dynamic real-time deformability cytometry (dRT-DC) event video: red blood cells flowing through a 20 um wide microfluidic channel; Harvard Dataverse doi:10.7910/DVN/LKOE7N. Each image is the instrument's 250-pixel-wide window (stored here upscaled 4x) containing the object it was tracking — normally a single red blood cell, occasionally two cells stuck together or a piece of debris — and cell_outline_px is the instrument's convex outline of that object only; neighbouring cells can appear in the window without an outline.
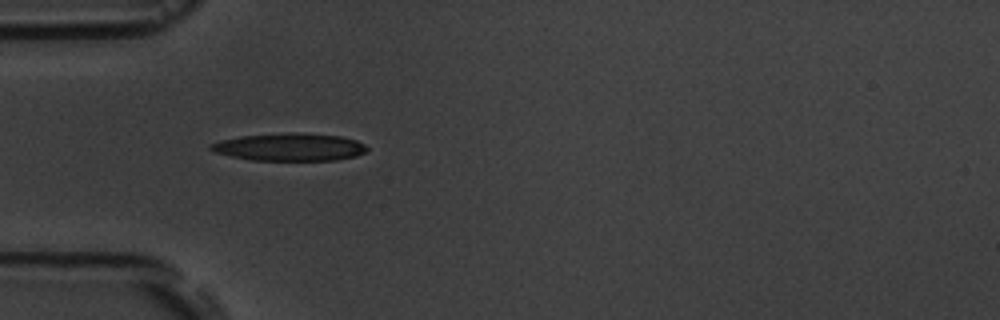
{"species": "common noctule bat (a hibernating species)", "species_latin": "Nyctalus noctula", "temperature_condition": "room temperature", "stored_images_in_passage": 2, "camera_frame_rate_fps": 3000, "um_per_image_px": 0.085, "animal": {"sex": "male", "body_mass_g": 19.5, "forearm_length_mm": 54.6}, "frame": {"image": 1, "passage_image": 1, "time_ms": 0.0, "image_size_px": [1000, 320], "cell_outline_px": [[368, 148], [364, 152], [356, 156], [336, 160], [252, 160], [232, 156], [216, 152], [208, 148], [208, 144], [220, 140], [240, 136], [340, 136], [356, 140], [364, 144]], "centroid_in_image_um": [24.6, 12.56], "position_along_channel_um": 60.4, "area_um2": 23.58}}
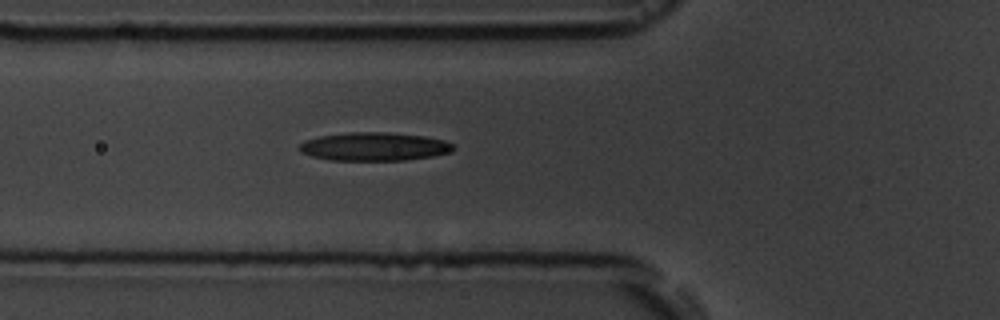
{"frame": {"image": 2, "passage_image": 2, "time_ms": 1.0, "image_size_px": [1000, 320], "cell_outline_px": [[456, 148], [452, 152], [432, 156], [404, 160], [328, 160], [312, 156], [300, 152], [296, 148], [304, 140], [320, 136], [352, 132], [388, 132], [424, 136], [444, 140], [452, 144]], "centroid_in_image_um": [31.79, 12.46], "position_along_channel_um": 94.0, "area_um2": 25.55}}